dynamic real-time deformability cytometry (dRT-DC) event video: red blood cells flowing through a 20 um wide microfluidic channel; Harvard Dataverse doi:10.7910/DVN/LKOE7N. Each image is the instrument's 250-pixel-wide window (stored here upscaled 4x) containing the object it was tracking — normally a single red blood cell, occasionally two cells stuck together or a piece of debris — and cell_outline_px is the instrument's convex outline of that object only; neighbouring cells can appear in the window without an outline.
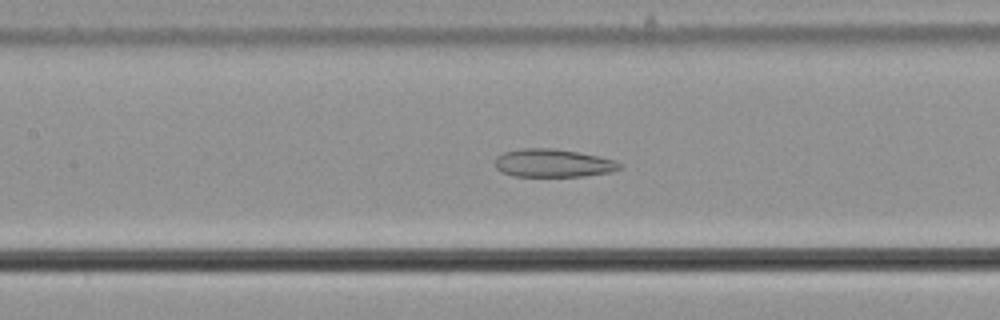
{"species": "common noctule bat (a hibernating species)", "species_latin": "Nyctalus noctula", "temperature_condition": "cold", "stored_images_in_passage": 58, "camera_frame_rate_fps": 3000, "um_per_image_px": 0.085, "animal": {"sex": "male", "body_mass_g": 21.5, "forearm_length_mm": 52.0}, "frame": {"image": 1, "passage_image": 28, "time_ms": 9.0, "image_size_px": [1000, 320], "cell_outline_px": [[624, 168], [612, 172], [584, 176], [512, 176], [500, 172], [496, 168], [496, 156], [504, 152], [524, 148], [552, 148], [576, 152], [616, 160]], "centroid_in_image_um": [47.01, 13.87], "position_along_channel_um": 160.4, "area_um2": 20.4}}
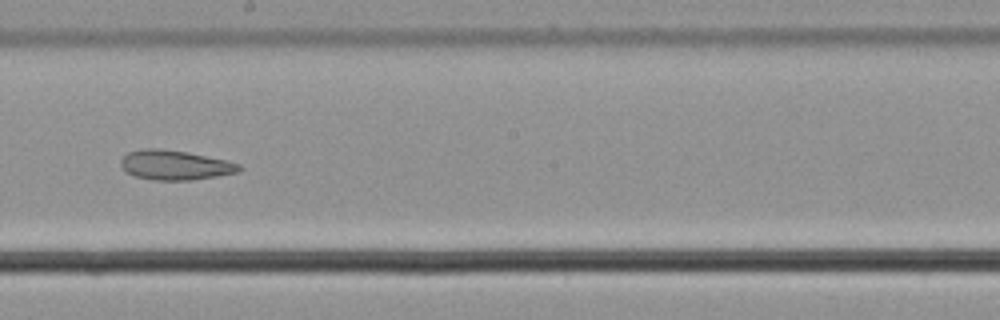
{"frame": {"image": 2, "passage_image": 34, "time_ms": 11.0, "image_size_px": [1000, 320], "cell_outline_px": [[244, 168], [240, 172], [192, 180], [152, 180], [136, 176], [128, 172], [120, 164], [120, 160], [128, 152], [144, 148], [160, 148], [188, 152], [228, 160], [240, 164]], "centroid_in_image_um": [14.93, 14.02], "position_along_channel_um": 233.3, "area_um2": 20.58}}
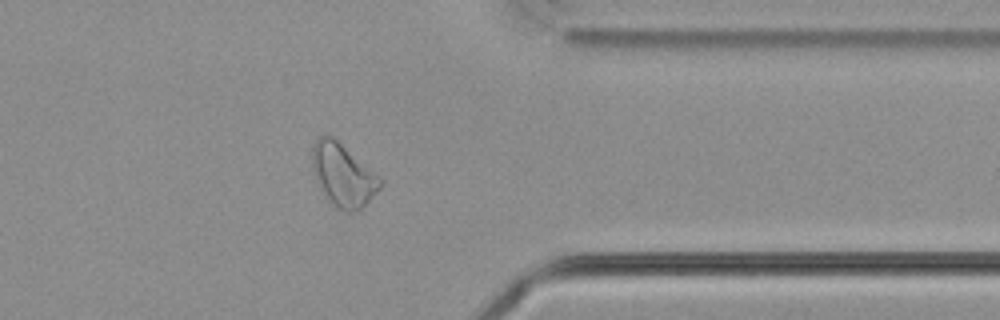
{"frame": {"image": 3, "passage_image": 47, "time_ms": 15.333, "image_size_px": [1000, 320], "cell_outline_px": [[384, 184], [356, 212], [344, 212], [336, 208], [332, 204], [320, 188], [316, 180], [312, 168], [312, 144], [320, 136], [332, 136], [380, 176], [384, 180]], "centroid_in_image_um": [29.16, 14.89], "position_along_channel_um": 382.2, "area_um2": 24.74}, "authors_computed_cell_mechanics": {"area_um2": 26.3568, "velocity_mm_per_s": 3.6547, "shape_relaxation_time_tau1_ms": null, "shape_relaxation_time_tau2_ms": 2.9538, "deformation_change_tau1": null, "deformation_change_tau2": 0.0956}}